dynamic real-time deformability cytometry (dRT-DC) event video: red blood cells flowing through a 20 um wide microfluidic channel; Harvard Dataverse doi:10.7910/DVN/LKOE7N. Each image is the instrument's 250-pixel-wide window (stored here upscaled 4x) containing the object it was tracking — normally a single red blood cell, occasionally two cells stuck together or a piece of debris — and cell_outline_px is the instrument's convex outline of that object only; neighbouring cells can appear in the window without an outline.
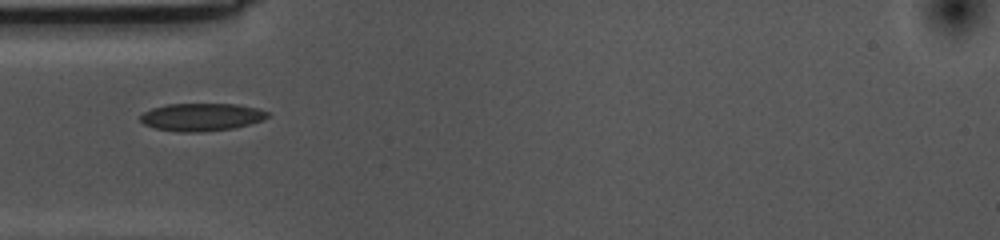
{"species": "common noctule bat (a hibernating species)", "species_latin": "Nyctalus noctula", "temperature_condition": "cold", "stored_images_in_passage": 40, "camera_frame_rate_fps": 3000, "um_per_image_px": 0.085, "animal": {"sex": "female", "body_mass_g": 10.0, "forearm_length_mm": 53.1}, "frame": {"image": 1, "passage_image": 1, "time_ms": 0.0, "image_size_px": [1000, 240], "cell_outline_px": [[268, 116], [260, 120], [248, 124], [232, 128], [200, 132], [180, 132], [156, 128], [144, 124], [140, 120], [140, 116], [144, 112], [152, 108], [168, 104], [236, 104], [256, 108], [268, 112]], "centroid_in_image_um": [17.08, 9.94], "position_along_channel_um": 67.9, "area_um2": 20.23}}
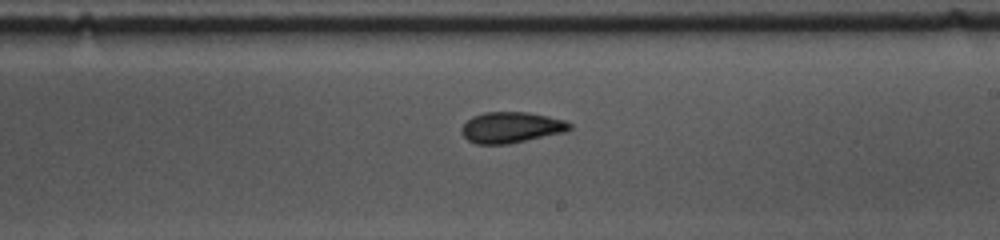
{"frame": {"image": 2, "passage_image": 16, "time_ms": 5.0, "image_size_px": [1000, 240], "cell_outline_px": [[572, 128], [568, 132], [508, 144], [476, 144], [468, 140], [460, 132], [460, 128], [472, 116], [484, 112], [528, 112], [548, 116], [564, 120], [572, 124]], "centroid_in_image_um": [43.47, 10.83], "position_along_channel_um": 245.5, "area_um2": 19.71}}
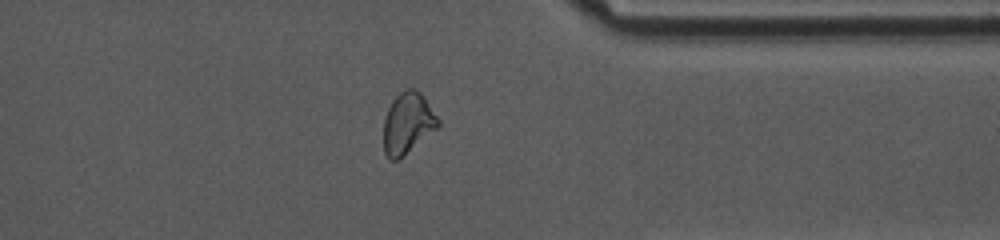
{"frame": {"image": 3, "passage_image": 28, "time_ms": 9.0, "image_size_px": [1000, 240], "cell_outline_px": [[440, 124], [436, 128], [396, 160], [392, 160], [384, 152], [384, 120], [388, 108], [392, 100], [404, 88], [412, 88], [420, 92], [424, 96], [440, 120]], "centroid_in_image_um": [34.65, 10.41], "position_along_channel_um": 376.8, "area_um2": 18.96}}